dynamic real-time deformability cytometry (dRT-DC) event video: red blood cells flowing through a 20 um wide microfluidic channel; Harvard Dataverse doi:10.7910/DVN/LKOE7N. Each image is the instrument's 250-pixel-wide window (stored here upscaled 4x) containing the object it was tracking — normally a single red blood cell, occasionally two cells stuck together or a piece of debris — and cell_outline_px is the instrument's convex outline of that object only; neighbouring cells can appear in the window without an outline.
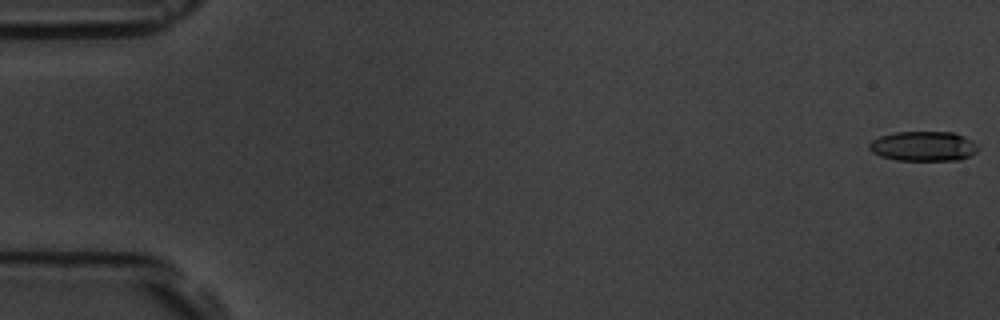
{"species": "common noctule bat (a hibernating species)", "species_latin": "Nyctalus noctula", "temperature_condition": "room temperature", "stored_images_in_passage": 6, "camera_frame_rate_fps": 3000, "um_per_image_px": 0.085, "animal": {"sex": "male", "body_mass_g": 19.5, "forearm_length_mm": 54.6}, "frame": {"image": 1, "passage_image": 1, "time_ms": 0.0, "image_size_px": [1000, 320], "cell_outline_px": [[976, 152], [960, 160], [896, 160], [880, 156], [872, 152], [868, 148], [868, 144], [872, 140], [880, 136], [896, 132], [952, 132], [964, 136], [972, 140], [976, 144]], "centroid_in_image_um": [78.46, 12.42], "position_along_channel_um": 6.5, "area_um2": 18.84}}
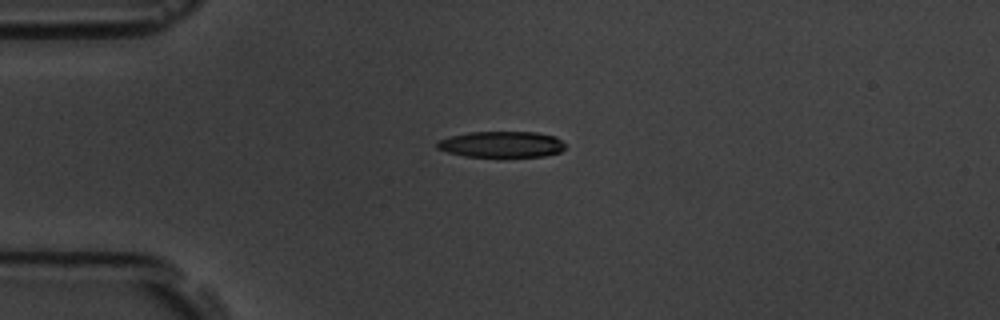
{"frame": {"image": 2, "passage_image": 5, "time_ms": 4.667, "image_size_px": [1000, 320], "cell_outline_px": [[568, 144], [560, 152], [544, 156], [504, 160], [500, 160], [464, 156], [448, 152], [436, 148], [436, 144], [440, 140], [448, 136], [468, 132], [536, 132], [556, 136]], "centroid_in_image_um": [42.67, 12.32], "position_along_channel_um": 42.3, "area_um2": 20.75}}